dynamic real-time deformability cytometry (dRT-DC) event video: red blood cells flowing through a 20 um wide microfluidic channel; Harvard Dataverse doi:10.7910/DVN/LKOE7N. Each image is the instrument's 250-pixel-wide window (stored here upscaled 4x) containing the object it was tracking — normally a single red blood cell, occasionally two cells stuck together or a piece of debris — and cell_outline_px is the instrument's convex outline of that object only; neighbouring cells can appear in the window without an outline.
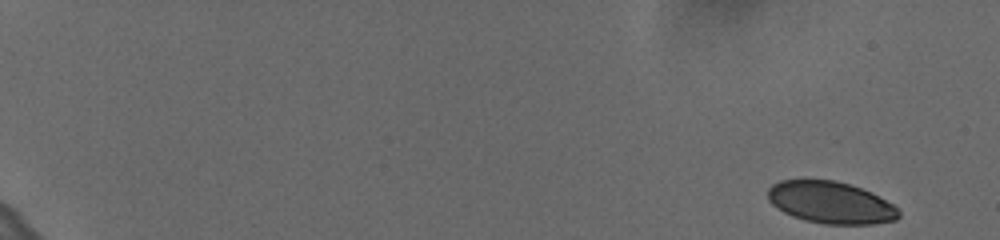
{"species": "human", "species_latin": "Homo sapiens", "temperature_condition": "cold", "stored_images_in_passage": 57, "camera_frame_rate_fps": 3000, "um_per_image_px": 0.085, "donor": {"sex": "female"}, "frame": {"image": 1, "passage_image": 1, "time_ms": 0.0, "image_size_px": [1000, 240], "cell_outline_px": [[900, 216], [896, 220], [872, 224], [824, 224], [804, 220], [792, 216], [784, 212], [772, 204], [768, 200], [768, 188], [772, 184], [780, 180], [836, 180], [872, 192], [892, 204], [900, 212]], "centroid_in_image_um": [70.6, 17.22], "position_along_channel_um": 14.4, "area_um2": 31.96}}
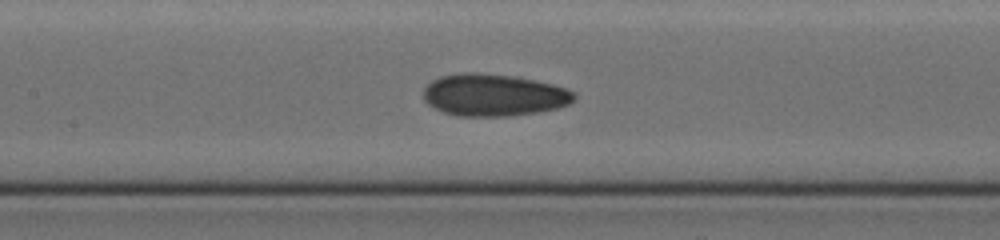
{"frame": {"image": 2, "passage_image": 30, "time_ms": 9.667, "image_size_px": [1000, 240], "cell_outline_px": [[576, 96], [568, 104], [556, 108], [536, 112], [508, 116], [456, 116], [444, 112], [428, 104], [424, 100], [424, 88], [432, 80], [440, 76], [464, 72], [476, 72], [520, 76], [568, 88], [576, 92]], "centroid_in_image_um": [41.97, 8.06], "position_along_channel_um": 165.4, "area_um2": 37.22}}
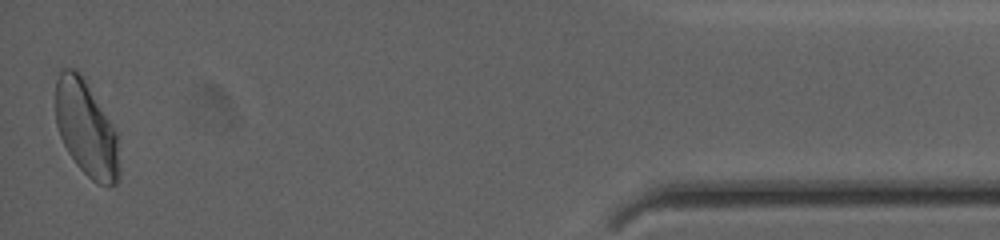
{"frame": {"image": 3, "passage_image": 57, "time_ms": 18.667, "image_size_px": [1000, 240], "cell_outline_px": [[120, 172], [116, 184], [108, 188], [96, 184], [76, 164], [68, 152], [60, 136], [56, 124], [56, 80], [60, 68], [72, 68], [84, 80], [116, 132], [120, 168]], "centroid_in_image_um": [7.32, 11.01], "position_along_channel_um": 427.9, "area_um2": 35.08}, "authors_computed_cell_mechanics": {"area_um2": 34.969, "velocity_mm_per_s": 3.6179, "shape_relaxation_time_tau1_ms": 5.78, "shape_relaxation_time_tau2_ms": 2.124, "deformation_change_tau1": 0.1213, "deformation_change_tau2": 0.0701}}